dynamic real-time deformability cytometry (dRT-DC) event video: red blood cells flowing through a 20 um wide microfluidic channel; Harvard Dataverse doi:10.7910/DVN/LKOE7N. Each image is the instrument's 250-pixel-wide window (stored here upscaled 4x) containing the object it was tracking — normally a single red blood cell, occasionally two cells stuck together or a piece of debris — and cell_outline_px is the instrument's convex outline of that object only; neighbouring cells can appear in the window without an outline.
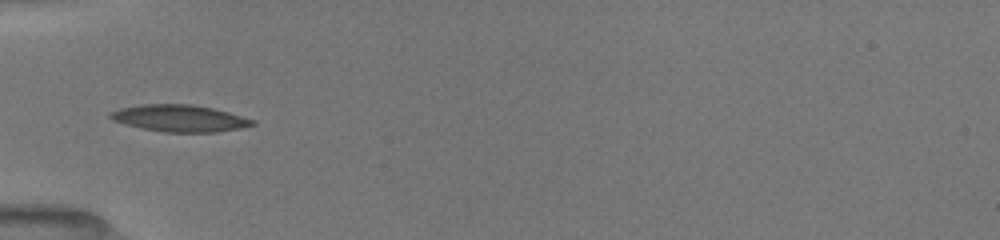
{"species": "common noctule bat (a hibernating species)", "species_latin": "Nyctalus noctula", "temperature_condition": "room temperature", "stored_images_in_passage": 2, "camera_frame_rate_fps": 3000, "um_per_image_px": 0.085, "animal": {"sex": "female", "body_mass_g": 19.5, "forearm_length_mm": 54.1}, "frame": {"image": 1, "passage_image": 1, "time_ms": 0.0, "image_size_px": [1000, 240], "cell_outline_px": [[256, 124], [216, 132], [164, 132], [140, 128], [112, 120], [108, 116], [112, 112], [120, 108], [144, 104], [192, 104], [212, 108], [228, 112], [256, 120]], "centroid_in_image_um": [15.26, 10.05], "position_along_channel_um": 69.7, "area_um2": 22.02}}